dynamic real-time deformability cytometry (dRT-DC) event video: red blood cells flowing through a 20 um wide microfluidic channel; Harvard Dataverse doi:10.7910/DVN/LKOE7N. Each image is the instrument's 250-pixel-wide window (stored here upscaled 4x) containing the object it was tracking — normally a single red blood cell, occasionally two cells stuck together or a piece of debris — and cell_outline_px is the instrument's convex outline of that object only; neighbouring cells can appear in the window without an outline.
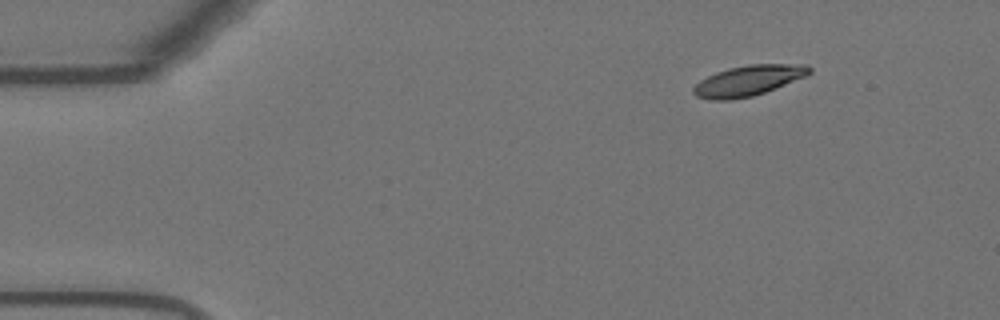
{"species": "Egyptian fruit bat (a non-hibernating species)", "species_latin": "Rousettus aegyptiacus", "temperature_condition": "warm", "stored_images_in_passage": 46, "camera_frame_rate_fps": 3000, "um_per_image_px": 0.085, "animal": {"sex": "female"}, "frame": {"image": 1, "passage_image": 1, "time_ms": 0.0, "image_size_px": [1000, 320], "cell_outline_px": [[812, 72], [808, 76], [764, 92], [752, 96], [728, 100], [712, 100], [696, 96], [692, 92], [692, 88], [700, 80], [716, 72], [728, 68], [748, 64], [808, 64], [812, 68]], "centroid_in_image_um": [63.64, 6.84], "position_along_channel_um": 21.4, "area_um2": 20.69}}
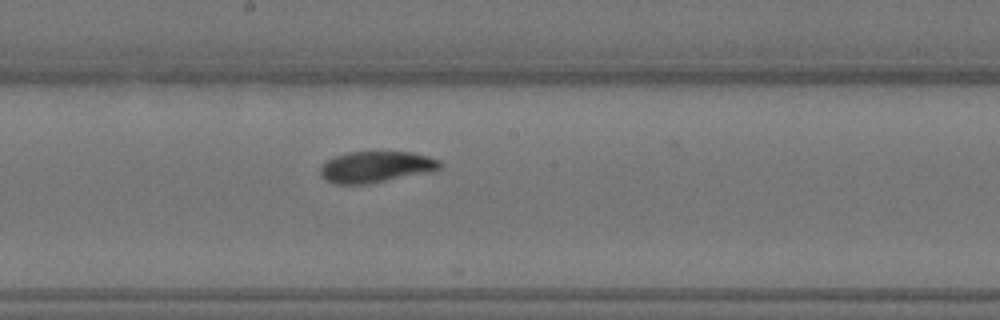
{"frame": {"image": 2, "passage_image": 24, "time_ms": 7.667, "image_size_px": [1000, 320], "cell_outline_px": [[440, 168], [428, 172], [368, 184], [336, 184], [324, 180], [320, 176], [320, 164], [336, 156], [348, 152], [412, 152], [428, 156], [440, 160]], "centroid_in_image_um": [31.9, 14.19], "position_along_channel_um": 216.3, "area_um2": 21.73}}
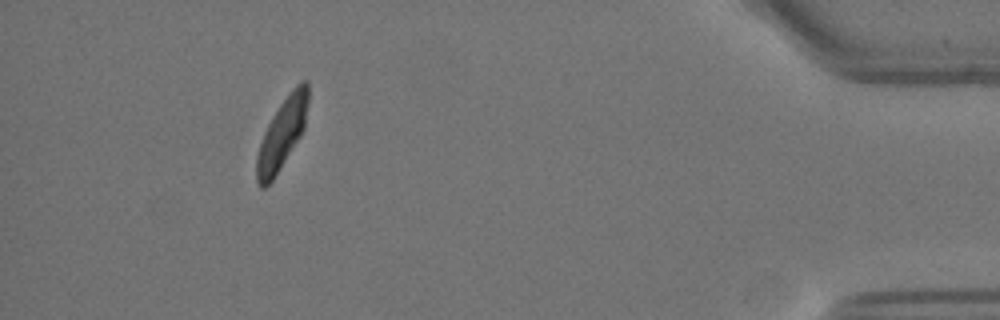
{"frame": {"image": 3, "passage_image": 45, "time_ms": 14.667, "image_size_px": [1000, 320], "cell_outline_px": [[308, 104], [304, 128], [300, 136], [272, 180], [264, 188], [260, 188], [256, 180], [256, 156], [264, 132], [272, 116], [280, 104], [292, 88], [300, 80], [308, 80]], "centroid_in_image_um": [23.97, 11.33], "position_along_channel_um": 411.2, "area_um2": 20.87}}